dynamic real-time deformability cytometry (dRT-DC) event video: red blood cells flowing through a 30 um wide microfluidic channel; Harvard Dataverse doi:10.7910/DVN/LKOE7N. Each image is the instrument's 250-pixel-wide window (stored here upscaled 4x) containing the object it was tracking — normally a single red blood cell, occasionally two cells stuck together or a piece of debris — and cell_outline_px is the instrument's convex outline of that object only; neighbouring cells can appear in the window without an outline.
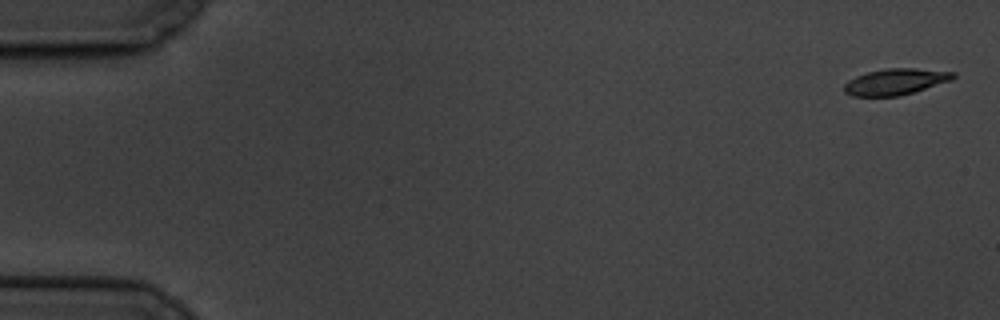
{"species": "common noctule bat (a hibernating species)", "species_latin": "Nyctalus noctula", "temperature_condition": "cold", "stored_images_in_passage": 6, "camera_frame_rate_fps": 3000, "um_per_image_px": 0.085, "animal": {"sex": "male", "body_mass_g": 19.5, "forearm_length_mm": 54.6}, "frame": {"image": 1, "passage_image": 1, "time_ms": 0.0, "image_size_px": [1000, 320], "cell_outline_px": [[956, 76], [952, 80], [900, 96], [852, 96], [844, 92], [844, 84], [848, 80], [856, 76], [868, 72], [888, 68], [916, 68], [956, 72]], "centroid_in_image_um": [76.12, 6.94], "position_along_channel_um": 8.9, "area_um2": 16.65}}
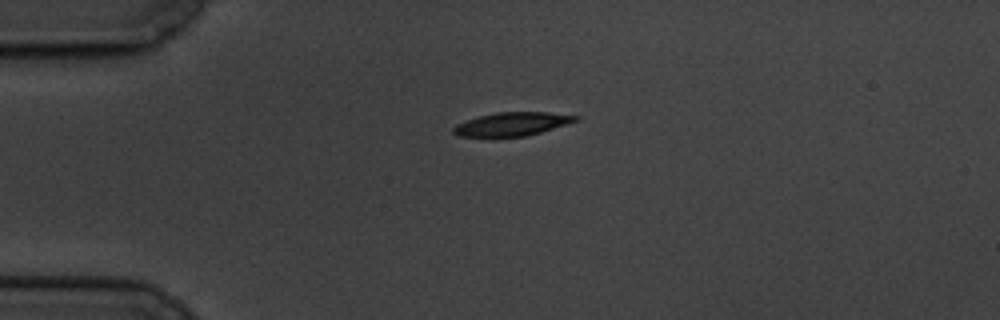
{"frame": {"image": 2, "passage_image": 4, "time_ms": 4.333, "image_size_px": [1000, 320], "cell_outline_px": [[580, 120], [540, 132], [524, 136], [460, 136], [452, 132], [452, 128], [456, 124], [480, 116], [496, 112], [548, 112], [580, 116]], "centroid_in_image_um": [43.56, 10.53], "position_along_channel_um": 41.4, "area_um2": 16.47}}
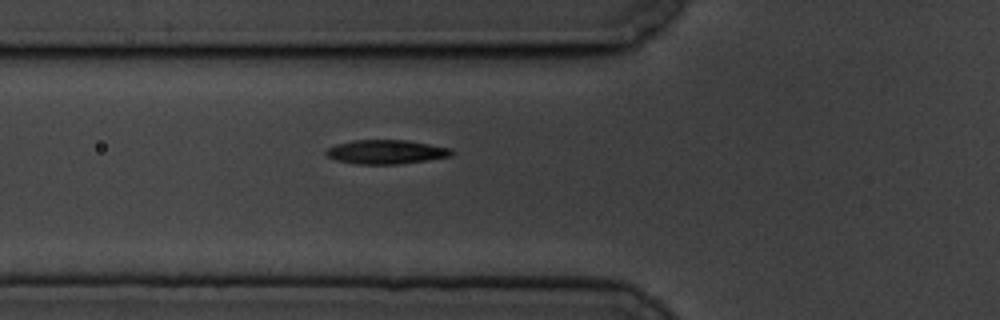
{"frame": {"image": 3, "passage_image": 6, "time_ms": 6.667, "image_size_px": [1000, 320], "cell_outline_px": [[456, 152], [452, 156], [428, 160], [400, 164], [356, 164], [336, 160], [324, 156], [324, 152], [328, 148], [336, 144], [352, 140], [408, 140], [452, 148]], "centroid_in_image_um": [32.83, 12.91], "position_along_channel_um": 93.0, "area_um2": 17.92}}